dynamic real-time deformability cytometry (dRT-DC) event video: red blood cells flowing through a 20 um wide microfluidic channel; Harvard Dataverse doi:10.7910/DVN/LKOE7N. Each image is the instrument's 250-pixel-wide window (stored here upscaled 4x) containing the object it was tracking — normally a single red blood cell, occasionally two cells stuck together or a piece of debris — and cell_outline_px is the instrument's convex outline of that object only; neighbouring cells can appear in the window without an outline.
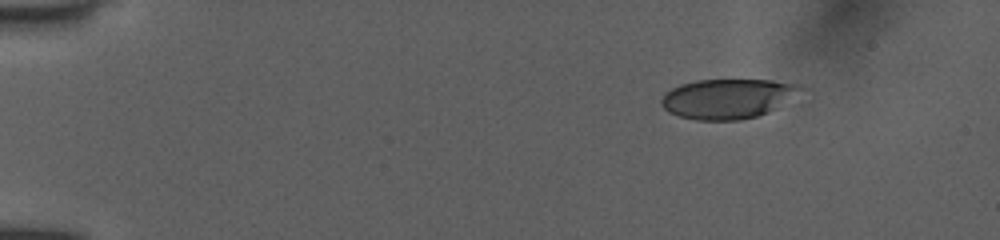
{"species": "human", "species_latin": "Homo sapiens", "temperature_condition": "room temperature", "stored_images_in_passage": 46, "camera_frame_rate_fps": 3000, "um_per_image_px": 0.085, "donor": {"sex": "female"}, "frame": {"image": 1, "passage_image": 1, "time_ms": 0.0, "image_size_px": [1000, 240], "cell_outline_px": [[796, 88], [768, 112], [756, 116], [740, 120], [696, 120], [680, 116], [668, 112], [660, 104], [660, 100], [664, 92], [680, 84], [696, 80], [772, 80], [796, 84]], "centroid_in_image_um": [61.61, 8.39], "position_along_channel_um": 23.4, "area_um2": 31.1}}
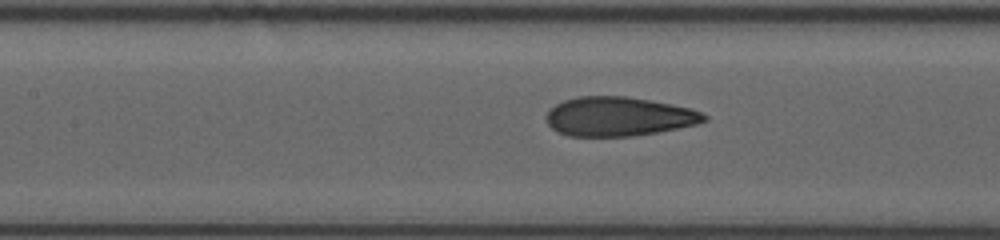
{"frame": {"image": 2, "passage_image": 20, "time_ms": 6.0, "image_size_px": [1000, 240], "cell_outline_px": [[708, 120], [696, 124], [656, 132], [632, 136], [568, 136], [552, 128], [548, 124], [548, 112], [556, 104], [564, 100], [576, 96], [628, 96], [672, 104], [688, 108], [700, 112], [708, 116]], "centroid_in_image_um": [52.59, 9.89], "position_along_channel_um": 154.8, "area_um2": 35.72}}
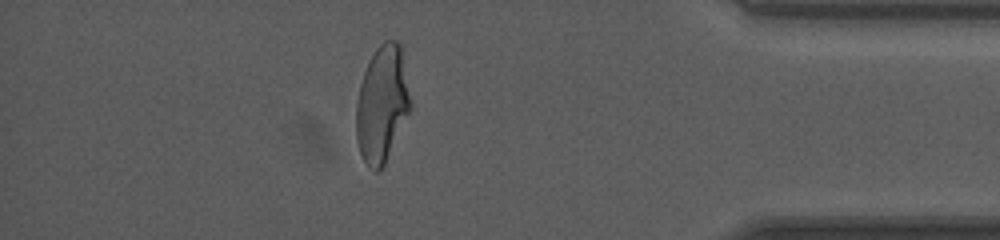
{"frame": {"image": 3, "passage_image": 40, "time_ms": 13.0, "image_size_px": [1000, 240], "cell_outline_px": [[412, 104], [384, 164], [376, 172], [364, 160], [360, 152], [356, 140], [356, 104], [360, 84], [364, 72], [376, 48], [384, 40], [396, 40], [400, 44]], "centroid_in_image_um": [32.46, 8.8], "position_along_channel_um": 402.7, "area_um2": 36.13}, "authors_computed_cell_mechanics": {"area_um2": 36.1539, "velocity_mm_per_s": 3.9873, "shape_relaxation_time_tau1_ms": 5.1488, "shape_relaxation_time_tau2_ms": 0.9142, "deformation_change_tau1": 0.1926, "deformation_change_tau2": 0.0773}}